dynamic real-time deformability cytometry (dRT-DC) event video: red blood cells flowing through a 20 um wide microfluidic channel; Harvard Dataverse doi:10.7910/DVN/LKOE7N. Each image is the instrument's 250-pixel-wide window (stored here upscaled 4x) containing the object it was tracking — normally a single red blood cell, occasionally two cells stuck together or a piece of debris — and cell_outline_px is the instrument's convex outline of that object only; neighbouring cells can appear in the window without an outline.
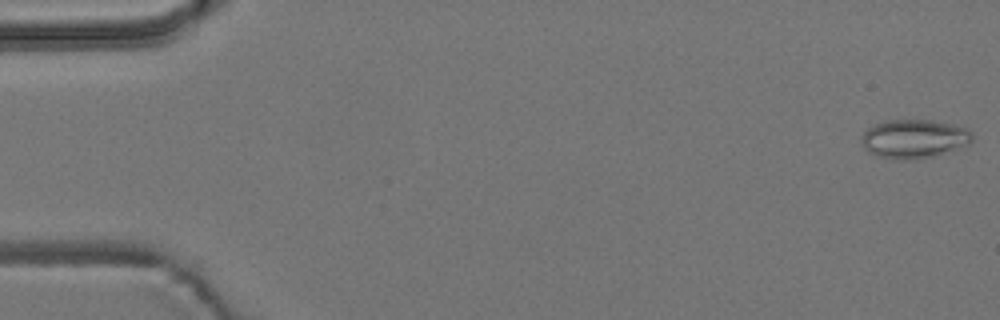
{"species": "common noctule bat (a hibernating species)", "species_latin": "Nyctalus noctula", "temperature_condition": "room temperature", "stored_images_in_passage": 5, "camera_frame_rate_fps": 3000, "um_per_image_px": 0.085, "animal": {"sex": "male", "body_mass_g": 19.2, "forearm_length_mm": 51.8}, "frame": {"image": 1, "passage_image": 1, "time_ms": 0.0, "image_size_px": [1000, 320], "cell_outline_px": [[972, 140], [968, 144], [932, 156], [904, 160], [880, 156], [868, 152], [864, 148], [860, 140], [860, 136], [868, 128], [884, 120], [932, 120], [952, 124], [968, 128], [972, 132]], "centroid_in_image_um": [77.67, 11.77], "position_along_channel_um": 7.3, "area_um2": 24.8}}